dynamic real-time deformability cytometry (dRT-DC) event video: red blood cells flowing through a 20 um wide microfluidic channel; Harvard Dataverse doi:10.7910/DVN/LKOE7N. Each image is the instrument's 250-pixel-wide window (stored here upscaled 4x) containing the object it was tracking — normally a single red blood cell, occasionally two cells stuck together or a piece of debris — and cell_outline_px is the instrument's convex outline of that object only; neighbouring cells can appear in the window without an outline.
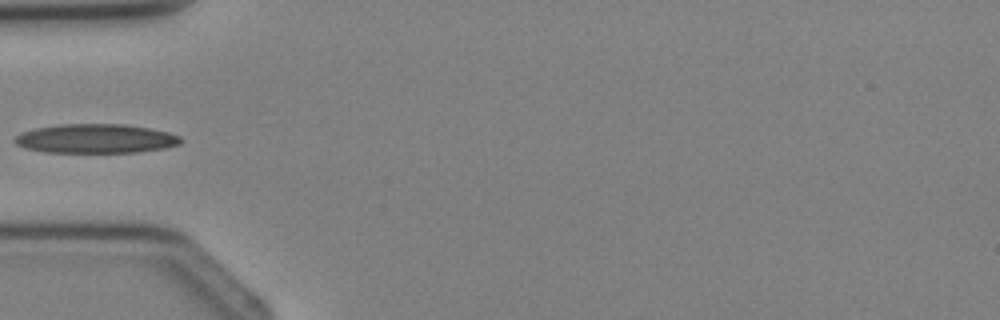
{"species": "Egyptian fruit bat (a non-hibernating species)", "species_latin": "Rousettus aegyptiacus", "temperature_condition": "cold", "stored_images_in_passage": 3, "camera_frame_rate_fps": 3000, "um_per_image_px": 0.085, "animal": {"sex": "female"}, "frame": {"image": 1, "passage_image": 3, "time_ms": 3.0, "image_size_px": [1000, 320], "cell_outline_px": [[184, 140], [180, 144], [164, 148], [136, 152], [44, 152], [24, 148], [16, 144], [12, 140], [20, 132], [36, 128], [60, 124], [124, 124], [152, 128], [168, 132], [180, 136]], "centroid_in_image_um": [8.14, 11.78], "position_along_channel_um": 76.9, "area_um2": 28.38}}